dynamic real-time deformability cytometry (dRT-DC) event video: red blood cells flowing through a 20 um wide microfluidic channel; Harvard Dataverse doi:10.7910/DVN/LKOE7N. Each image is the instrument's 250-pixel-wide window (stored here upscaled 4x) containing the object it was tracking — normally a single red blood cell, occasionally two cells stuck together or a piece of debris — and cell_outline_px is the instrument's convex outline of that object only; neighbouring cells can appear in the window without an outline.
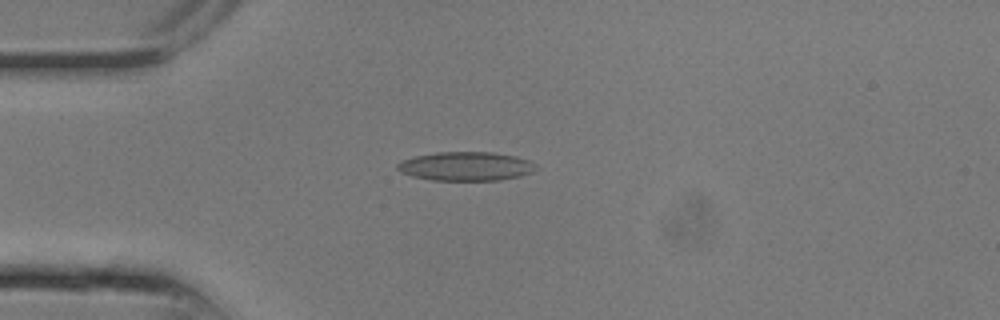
{"species": "common noctule bat (a hibernating species)", "species_latin": "Nyctalus noctula", "temperature_condition": "room temperature", "stored_images_in_passage": 14, "camera_frame_rate_fps": 3000, "um_per_image_px": 0.085, "animal": {"sex": "male", "body_mass_g": 13.3}, "frame": {"image": 1, "passage_image": 3, "time_ms": 0.667, "image_size_px": [1000, 320], "cell_outline_px": [[536, 168], [532, 172], [520, 176], [500, 180], [432, 180], [412, 176], [400, 172], [396, 168], [396, 164], [404, 160], [416, 156], [436, 152], [492, 152], [516, 156], [528, 160], [536, 164]], "centroid_in_image_um": [39.6, 14.13], "position_along_channel_um": 45.4, "area_um2": 23.29}}
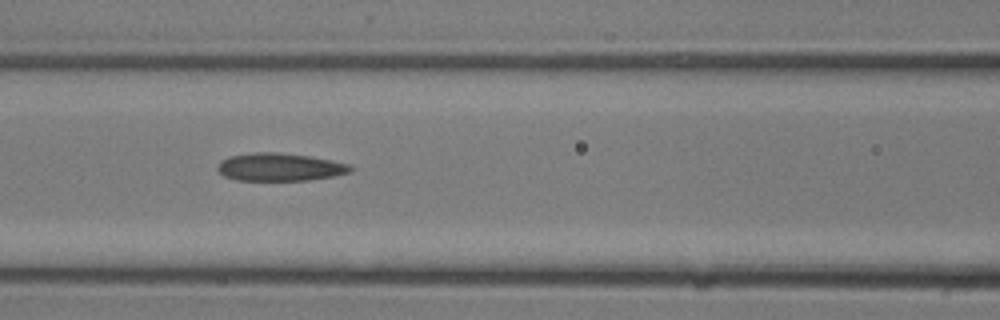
{"frame": {"image": 2, "passage_image": 7, "time_ms": 2.0, "image_size_px": [1000, 320], "cell_outline_px": [[352, 172], [332, 176], [308, 180], [236, 180], [224, 176], [216, 168], [216, 164], [220, 160], [228, 156], [252, 152], [276, 152], [312, 156], [348, 164], [352, 168]], "centroid_in_image_um": [23.73, 14.19], "position_along_channel_um": 142.9, "area_um2": 21.68}}
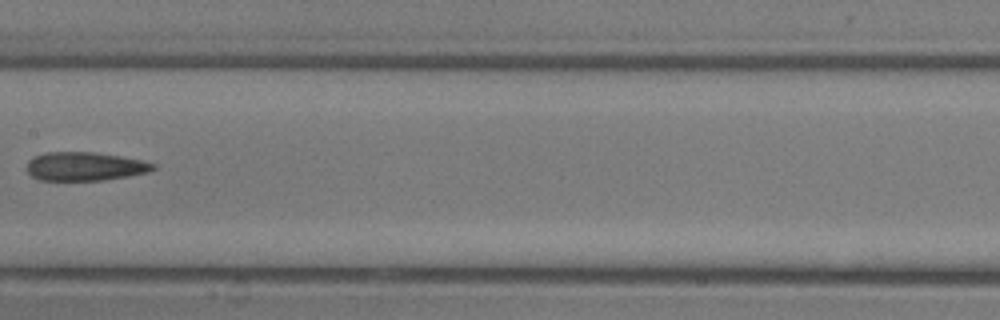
{"frame": {"image": 3, "passage_image": 9, "time_ms": 2.667, "image_size_px": [1000, 320], "cell_outline_px": [[156, 168], [148, 172], [128, 176], [104, 180], [40, 180], [32, 176], [28, 172], [28, 160], [44, 152], [92, 152], [120, 156], [140, 160], [156, 164]], "centroid_in_image_um": [7.22, 14.14], "position_along_channel_um": 200.2, "area_um2": 20.92}}